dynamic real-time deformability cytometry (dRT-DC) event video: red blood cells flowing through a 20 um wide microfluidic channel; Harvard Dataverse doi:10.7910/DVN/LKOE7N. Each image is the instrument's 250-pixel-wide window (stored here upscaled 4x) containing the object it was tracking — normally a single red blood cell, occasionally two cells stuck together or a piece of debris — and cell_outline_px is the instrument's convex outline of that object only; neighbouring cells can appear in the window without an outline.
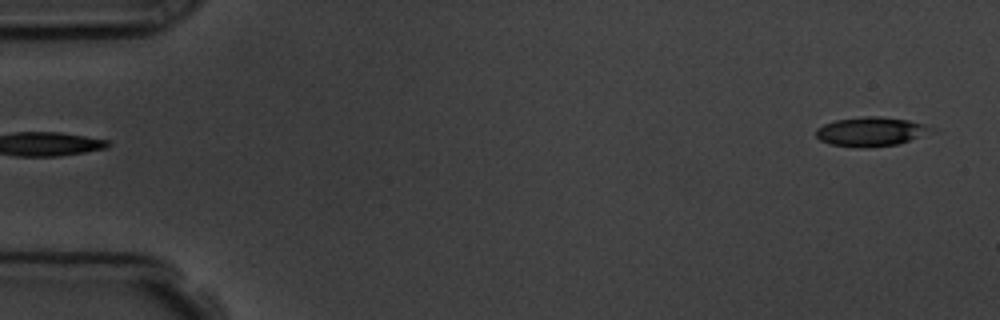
{"species": "common noctule bat (a hibernating species)", "species_latin": "Nyctalus noctula", "temperature_condition": "room temperature", "stored_images_in_passage": 5, "segment_of_instrument_passage": [2, 2], "camera_frame_rate_fps": 3000, "um_per_image_px": 0.085, "animal": {"sex": "male", "body_mass_g": 19.5, "forearm_length_mm": 54.6}, "frame": {"image": 1, "passage_image": 5, "time_ms": 5.333, "image_size_px": [1000, 320], "cell_outline_px": [[928, 128], [924, 132], [908, 140], [896, 144], [864, 148], [860, 148], [828, 144], [820, 140], [816, 136], [816, 128], [824, 124], [836, 120], [864, 116], [880, 116], [908, 120], [924, 124]], "centroid_in_image_um": [73.86, 11.18], "position_along_channel_um": 11.1, "area_um2": 19.02}}